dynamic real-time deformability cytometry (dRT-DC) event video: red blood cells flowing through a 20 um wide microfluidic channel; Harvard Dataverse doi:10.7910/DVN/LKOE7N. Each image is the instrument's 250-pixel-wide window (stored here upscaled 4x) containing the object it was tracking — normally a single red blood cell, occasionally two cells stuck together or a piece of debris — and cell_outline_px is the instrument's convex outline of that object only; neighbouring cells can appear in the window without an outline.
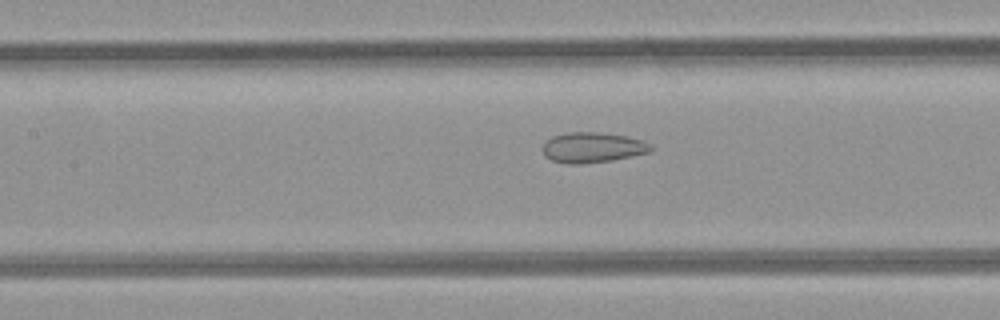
{"species": "common noctule bat (a hibernating species)", "species_latin": "Nyctalus noctula", "temperature_condition": "room temperature", "stored_images_in_passage": 39, "camera_frame_rate_fps": 3000, "um_per_image_px": 0.085, "animal": {"sex": "female", "body_mass_g": 21.9}, "frame": {"image": 1, "passage_image": 12, "time_ms": 3.667, "image_size_px": [1000, 320], "cell_outline_px": [[652, 152], [612, 160], [580, 164], [564, 164], [552, 160], [544, 156], [540, 148], [552, 136], [568, 132], [596, 132], [624, 136], [644, 140], [652, 144]], "centroid_in_image_um": [50.36, 12.54], "position_along_channel_um": 157.0, "area_um2": 19.31}}
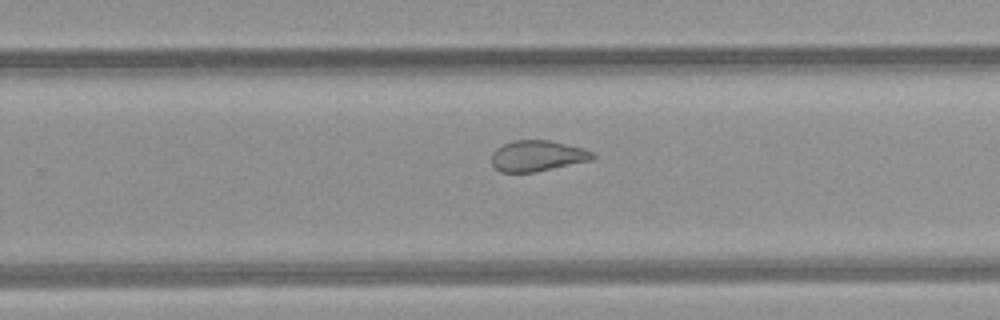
{"frame": {"image": 2, "passage_image": 21, "time_ms": 6.667, "image_size_px": [1000, 320], "cell_outline_px": [[596, 156], [592, 160], [536, 172], [500, 172], [492, 164], [492, 152], [496, 148], [512, 140], [548, 140], [584, 148], [592, 152]], "centroid_in_image_um": [45.68, 13.25], "position_along_channel_um": 284.1, "area_um2": 18.21}}
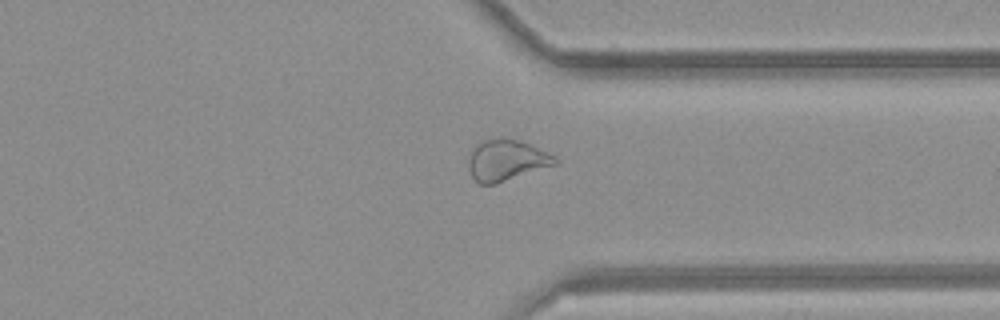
{"frame": {"image": 3, "passage_image": 27, "time_ms": 8.667, "image_size_px": [1000, 320], "cell_outline_px": [[560, 160], [556, 164], [496, 184], [480, 184], [472, 176], [468, 168], [468, 160], [472, 148], [476, 144], [484, 140], [500, 136], [516, 140], [528, 144], [548, 152], [556, 156]], "centroid_in_image_um": [43.03, 13.61], "position_along_channel_um": 368.4, "area_um2": 20.81}, "authors_computed_cell_mechanics": {"area_um2": 21.6172, "velocity_mm_per_s": 4.2509, "shape_relaxation_time_tau1_ms": null, "shape_relaxation_time_tau2_ms": 1.4309, "deformation_change_tau1": null, "deformation_change_tau2": 0.0799}}